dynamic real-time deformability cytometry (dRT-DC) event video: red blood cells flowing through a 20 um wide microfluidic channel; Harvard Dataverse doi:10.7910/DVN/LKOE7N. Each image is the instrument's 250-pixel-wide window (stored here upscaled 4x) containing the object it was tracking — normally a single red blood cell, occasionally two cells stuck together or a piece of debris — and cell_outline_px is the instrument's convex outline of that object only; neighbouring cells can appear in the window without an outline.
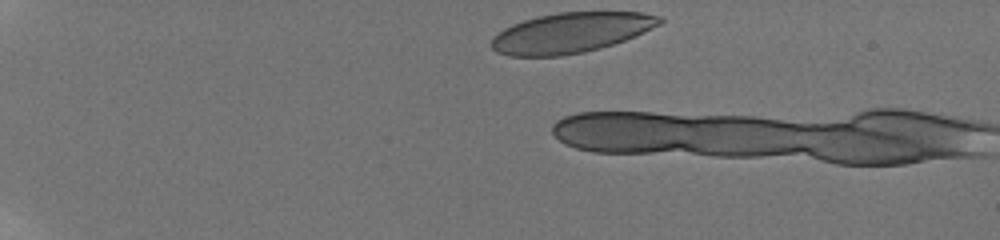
{"species": "human", "species_latin": "Homo sapiens", "temperature_condition": "room temperature", "stored_images_in_passage": 2, "camera_frame_rate_fps": 3000, "um_per_image_px": 0.085, "donor": {"sex": "male"}, "frame": {"image": 1, "passage_image": 1, "time_ms": 0.0, "image_size_px": [1000, 240], "cell_outline_px": [[664, 20], [660, 24], [636, 36], [600, 48], [584, 52], [560, 56], [508, 56], [496, 52], [492, 48], [492, 36], [496, 32], [512, 24], [536, 16], [560, 12], [644, 12], [664, 16]], "centroid_in_image_um": [48.53, 2.77], "position_along_channel_um": 36.5, "area_um2": 39.65}}